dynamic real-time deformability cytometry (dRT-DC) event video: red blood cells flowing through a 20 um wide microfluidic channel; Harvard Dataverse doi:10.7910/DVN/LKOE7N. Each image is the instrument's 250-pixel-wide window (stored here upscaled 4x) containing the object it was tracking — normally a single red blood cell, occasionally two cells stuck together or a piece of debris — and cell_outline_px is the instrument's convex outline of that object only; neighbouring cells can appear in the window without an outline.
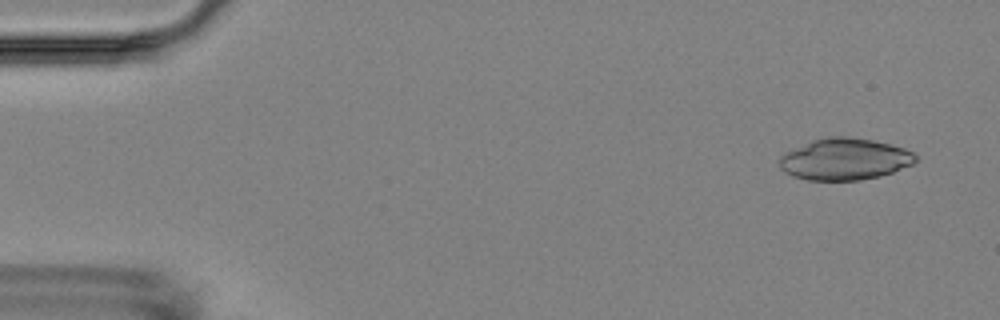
{"species": "Egyptian fruit bat (a non-hibernating species)", "species_latin": "Rousettus aegyptiacus", "temperature_condition": "room temperature", "stored_images_in_passage": 5, "camera_frame_rate_fps": 3000, "um_per_image_px": 0.085, "animal": {"sex": "female"}, "frame": {"image": 1, "passage_image": 1, "time_ms": 0.0, "image_size_px": [1000, 320], "cell_outline_px": [[916, 160], [912, 164], [892, 172], [880, 176], [860, 180], [808, 180], [792, 176], [784, 172], [780, 168], [780, 156], [784, 152], [812, 140], [828, 136], [848, 136], [872, 140], [892, 144], [904, 148], [912, 152], [916, 156]], "centroid_in_image_um": [71.77, 13.52], "position_along_channel_um": 13.2, "area_um2": 33.12}}